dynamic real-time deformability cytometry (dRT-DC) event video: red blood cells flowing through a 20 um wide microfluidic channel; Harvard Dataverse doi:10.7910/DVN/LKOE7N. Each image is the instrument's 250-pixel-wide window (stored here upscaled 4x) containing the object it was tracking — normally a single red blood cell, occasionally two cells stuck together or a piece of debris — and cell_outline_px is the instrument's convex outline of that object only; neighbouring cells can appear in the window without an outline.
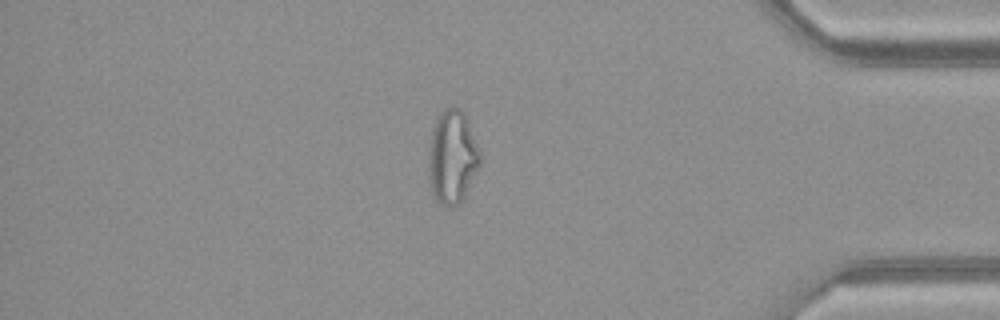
{"species": "common noctule bat (a hibernating species)", "species_latin": "Nyctalus noctula", "temperature_condition": "warm", "stored_images_in_passage": 49, "camera_frame_rate_fps": 3000, "um_per_image_px": 0.085, "animal": {"sex": "female", "body_mass_g": 21.9}, "frame": {"image": 1, "passage_image": 42, "time_ms": 13.667, "image_size_px": [1000, 320], "cell_outline_px": [[480, 164], [464, 196], [452, 208], [444, 208], [432, 196], [428, 176], [428, 152], [432, 128], [436, 116], [444, 108], [460, 108], [464, 112], [480, 152]], "centroid_in_image_um": [38.4, 13.36], "position_along_channel_um": 396.8, "area_um2": 28.26}, "authors_computed_cell_mechanics": {"area_um2": 28.2642, "velocity_mm_per_s": 4.1739, "shape_relaxation_time_tau1_ms": null, "shape_relaxation_time_tau2_ms": 1.6893, "deformation_change_tau1": null, "deformation_change_tau2": 0.1073}}